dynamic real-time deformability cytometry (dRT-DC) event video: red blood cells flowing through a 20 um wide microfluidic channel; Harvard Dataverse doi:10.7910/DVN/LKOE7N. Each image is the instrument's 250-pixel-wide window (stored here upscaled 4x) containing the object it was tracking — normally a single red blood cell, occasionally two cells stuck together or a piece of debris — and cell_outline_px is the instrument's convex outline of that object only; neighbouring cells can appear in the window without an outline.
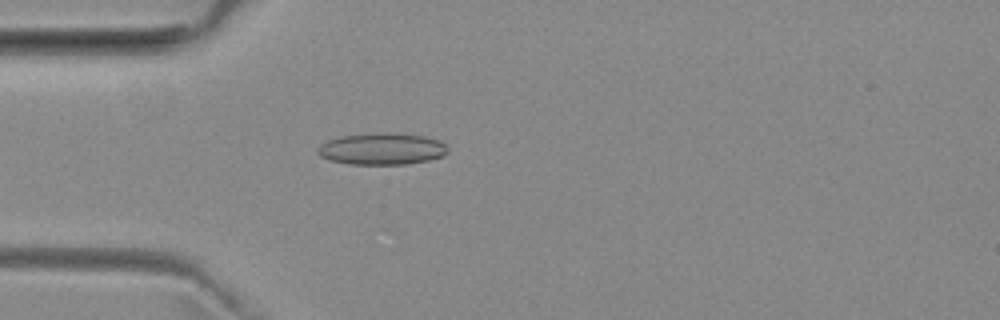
{"species": "common noctule bat (a hibernating species)", "species_latin": "Nyctalus noctula", "temperature_condition": "room temperature", "stored_images_in_passage": 52, "camera_frame_rate_fps": 3000, "um_per_image_px": 0.085, "animal": {"sex": "female", "body_mass_g": 29.2, "forearm_length_mm": 56.3}, "frame": {"image": 1, "passage_image": 15, "time_ms": 4.667, "image_size_px": [1000, 320], "cell_outline_px": [[448, 152], [444, 156], [428, 160], [404, 164], [348, 164], [332, 160], [320, 156], [316, 152], [316, 148], [320, 144], [328, 140], [340, 136], [384, 132], [396, 132], [424, 136], [440, 140], [448, 148]], "centroid_in_image_um": [32.47, 12.64], "position_along_channel_um": 52.5, "area_um2": 24.22}}
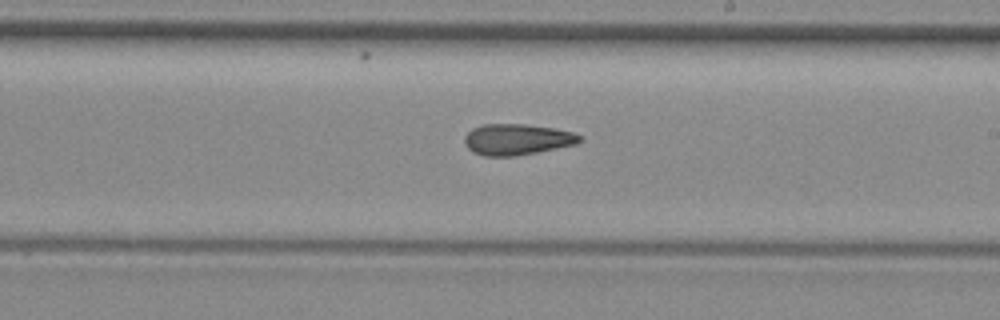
{"frame": {"image": 2, "passage_image": 30, "time_ms": 9.667, "image_size_px": [1000, 320], "cell_outline_px": [[580, 140], [576, 144], [516, 156], [484, 156], [472, 152], [468, 148], [464, 140], [464, 136], [472, 128], [484, 124], [524, 124], [552, 128], [572, 132], [580, 136]], "centroid_in_image_um": [43.89, 11.85], "position_along_channel_um": 245.1, "area_um2": 20.63}}
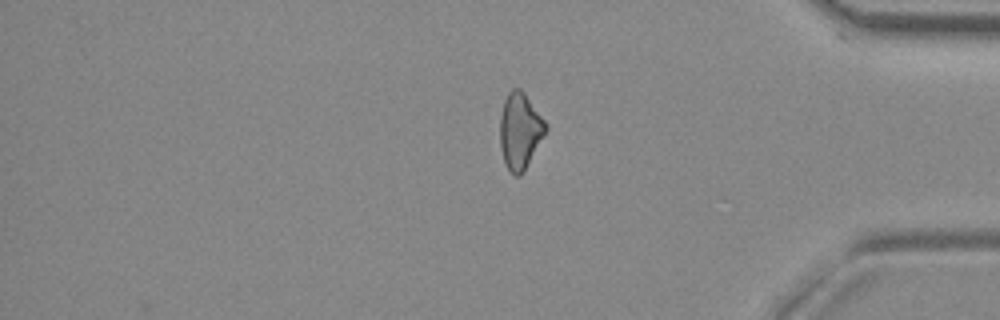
{"frame": {"image": 3, "passage_image": 43, "time_ms": 14.0, "image_size_px": [1000, 320], "cell_outline_px": [[548, 128], [520, 176], [516, 176], [508, 168], [504, 160], [500, 148], [500, 116], [504, 100], [508, 92], [512, 88], [520, 88], [524, 92], [548, 124]], "centroid_in_image_um": [44.19, 11.07], "position_along_channel_um": 391.0, "area_um2": 20.06}, "authors_computed_cell_mechanics": {"area_um2": 21.097, "velocity_mm_per_s": 3.9927, "shape_relaxation_time_tau1_ms": null, "shape_relaxation_time_tau2_ms": 9.2145, "deformation_change_tau1": null, "deformation_change_tau2": 0.2067}}